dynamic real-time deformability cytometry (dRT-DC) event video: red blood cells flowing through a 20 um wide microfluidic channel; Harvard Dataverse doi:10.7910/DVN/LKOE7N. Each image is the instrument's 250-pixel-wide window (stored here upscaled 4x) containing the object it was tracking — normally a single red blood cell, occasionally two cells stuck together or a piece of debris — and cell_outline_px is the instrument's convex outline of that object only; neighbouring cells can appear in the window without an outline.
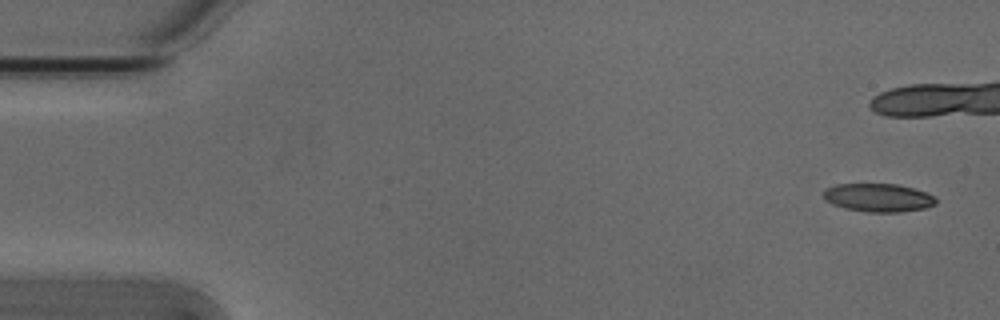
{"species": "Egyptian fruit bat (a non-hibernating species)", "species_latin": "Rousettus aegyptiacus", "temperature_condition": "cold", "stored_images_in_passage": 7, "camera_frame_rate_fps": 3000, "um_per_image_px": 0.085, "animal": {"sex": "male"}, "frame": {"image": 1, "passage_image": 1, "time_ms": 0.0, "image_size_px": [1000, 320], "cell_outline_px": [[936, 204], [924, 208], [900, 212], [868, 212], [844, 208], [832, 204], [824, 200], [824, 188], [836, 184], [896, 184], [912, 188], [936, 196]], "centroid_in_image_um": [74.63, 16.8], "position_along_channel_um": 10.4, "area_um2": 18.55}}